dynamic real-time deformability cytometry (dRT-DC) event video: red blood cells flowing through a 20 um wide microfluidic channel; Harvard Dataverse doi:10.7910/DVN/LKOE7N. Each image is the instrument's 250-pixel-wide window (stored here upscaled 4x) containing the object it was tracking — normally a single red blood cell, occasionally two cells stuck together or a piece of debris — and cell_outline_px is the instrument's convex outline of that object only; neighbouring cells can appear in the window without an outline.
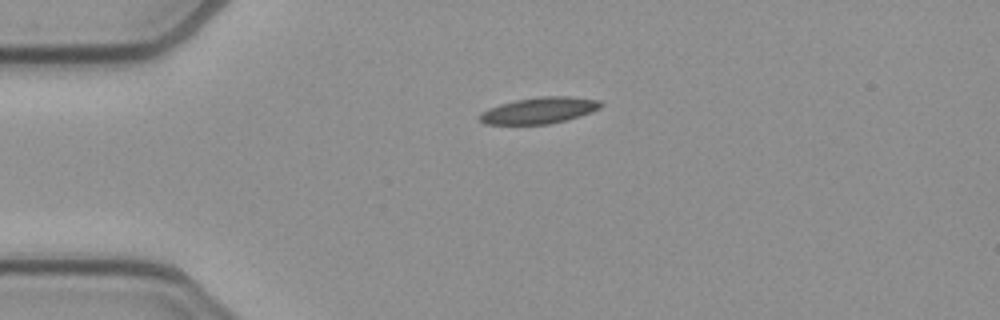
{"species": "common noctule bat (a hibernating species)", "species_latin": "Nyctalus noctula", "temperature_condition": "cold", "stored_images_in_passage": 41, "camera_frame_rate_fps": 3000, "um_per_image_px": 0.085, "animal": {"sex": "female", "body_mass_g": 21.9}, "frame": {"image": 1, "passage_image": 1, "time_ms": 0.0, "image_size_px": [1000, 320], "cell_outline_px": [[604, 104], [600, 108], [580, 116], [548, 124], [484, 124], [476, 116], [480, 112], [488, 108], [500, 104], [516, 100], [540, 96], [568, 96], [600, 100]], "centroid_in_image_um": [45.8, 9.38], "position_along_channel_um": 39.2, "area_um2": 18.61}}
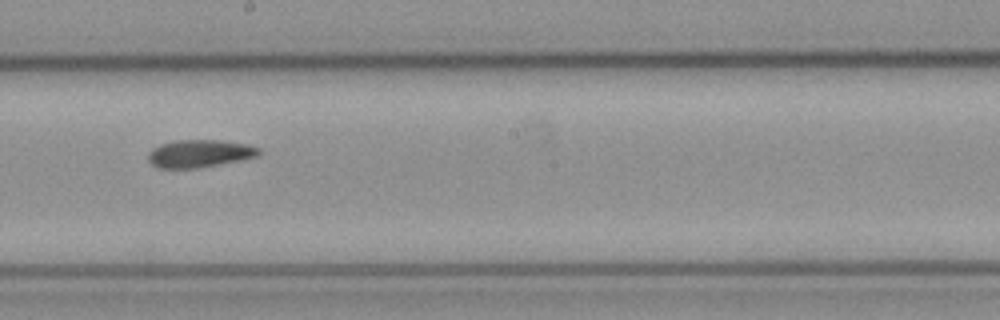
{"frame": {"image": 2, "passage_image": 18, "time_ms": 5.667, "image_size_px": [1000, 320], "cell_outline_px": [[260, 152], [256, 156], [240, 160], [196, 168], [156, 168], [148, 160], [148, 152], [152, 148], [160, 144], [176, 140], [220, 140], [248, 144], [260, 148]], "centroid_in_image_um": [16.92, 13.04], "position_along_channel_um": 231.3, "area_um2": 17.8}}
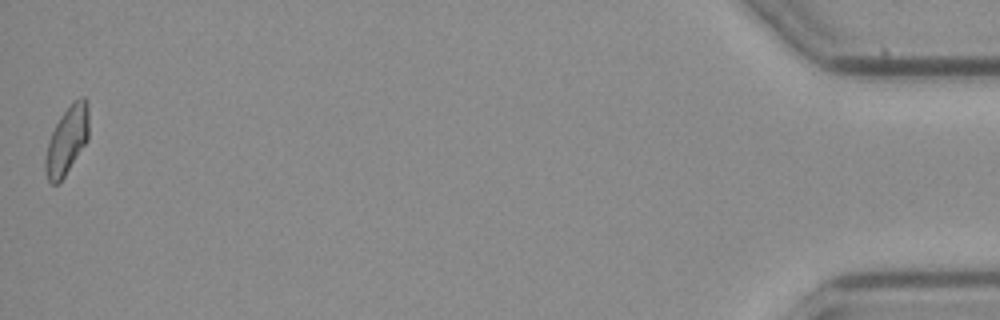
{"frame": {"image": 3, "passage_image": 41, "time_ms": 13.333, "image_size_px": [1000, 320], "cell_outline_px": [[88, 140], [64, 176], [56, 184], [52, 184], [48, 180], [44, 172], [44, 160], [48, 144], [52, 132], [60, 116], [80, 96], [84, 96], [88, 100]], "centroid_in_image_um": [5.69, 11.93], "position_along_channel_um": 429.5, "area_um2": 16.99}, "authors_computed_cell_mechanics": {"area_um2": 17.8024, "velocity_mm_per_s": 3.9004, "shape_relaxation_time_tau1_ms": null, "shape_relaxation_time_tau2_ms": 9.7114, "deformation_change_tau1": null, "deformation_change_tau2": 0.1903}}